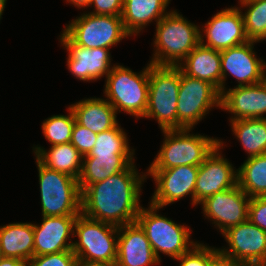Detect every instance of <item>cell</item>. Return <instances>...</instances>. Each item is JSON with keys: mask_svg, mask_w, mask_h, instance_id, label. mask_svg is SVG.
Wrapping results in <instances>:
<instances>
[{"mask_svg": "<svg viewBox=\"0 0 266 266\" xmlns=\"http://www.w3.org/2000/svg\"><path fill=\"white\" fill-rule=\"evenodd\" d=\"M67 2H71V4L81 8L87 6L90 7L91 0H67Z\"/></svg>", "mask_w": 266, "mask_h": 266, "instance_id": "ab89813d", "label": "cell"}, {"mask_svg": "<svg viewBox=\"0 0 266 266\" xmlns=\"http://www.w3.org/2000/svg\"><path fill=\"white\" fill-rule=\"evenodd\" d=\"M170 0H124L121 19L126 32L139 33L152 20L156 24L169 12H165Z\"/></svg>", "mask_w": 266, "mask_h": 266, "instance_id": "603a6c76", "label": "cell"}, {"mask_svg": "<svg viewBox=\"0 0 266 266\" xmlns=\"http://www.w3.org/2000/svg\"><path fill=\"white\" fill-rule=\"evenodd\" d=\"M156 25L152 65L179 66L200 43L199 26L187 21L176 10H171Z\"/></svg>", "mask_w": 266, "mask_h": 266, "instance_id": "7a4b0ae2", "label": "cell"}, {"mask_svg": "<svg viewBox=\"0 0 266 266\" xmlns=\"http://www.w3.org/2000/svg\"><path fill=\"white\" fill-rule=\"evenodd\" d=\"M265 69H266V63L264 62V74H263V81H264V83L266 84V71H265Z\"/></svg>", "mask_w": 266, "mask_h": 266, "instance_id": "b9f144b4", "label": "cell"}, {"mask_svg": "<svg viewBox=\"0 0 266 266\" xmlns=\"http://www.w3.org/2000/svg\"><path fill=\"white\" fill-rule=\"evenodd\" d=\"M96 133L79 125L77 122L74 124L70 143L80 152L84 157L90 153L97 140Z\"/></svg>", "mask_w": 266, "mask_h": 266, "instance_id": "836d02e7", "label": "cell"}, {"mask_svg": "<svg viewBox=\"0 0 266 266\" xmlns=\"http://www.w3.org/2000/svg\"><path fill=\"white\" fill-rule=\"evenodd\" d=\"M237 185L250 198L266 196V154L247 158L237 169Z\"/></svg>", "mask_w": 266, "mask_h": 266, "instance_id": "83f0119b", "label": "cell"}, {"mask_svg": "<svg viewBox=\"0 0 266 266\" xmlns=\"http://www.w3.org/2000/svg\"><path fill=\"white\" fill-rule=\"evenodd\" d=\"M0 248L4 257L28 262L34 257L33 224L20 222L0 226Z\"/></svg>", "mask_w": 266, "mask_h": 266, "instance_id": "d4e9b609", "label": "cell"}, {"mask_svg": "<svg viewBox=\"0 0 266 266\" xmlns=\"http://www.w3.org/2000/svg\"><path fill=\"white\" fill-rule=\"evenodd\" d=\"M191 129L162 130L164 142L148 169H169L175 166H199L219 144V139L194 135Z\"/></svg>", "mask_w": 266, "mask_h": 266, "instance_id": "5b68a950", "label": "cell"}, {"mask_svg": "<svg viewBox=\"0 0 266 266\" xmlns=\"http://www.w3.org/2000/svg\"><path fill=\"white\" fill-rule=\"evenodd\" d=\"M150 63L142 72L135 73L122 65L111 67L106 76L107 101L119 111L142 118L148 106Z\"/></svg>", "mask_w": 266, "mask_h": 266, "instance_id": "3957f363", "label": "cell"}, {"mask_svg": "<svg viewBox=\"0 0 266 266\" xmlns=\"http://www.w3.org/2000/svg\"><path fill=\"white\" fill-rule=\"evenodd\" d=\"M179 87L178 66H157L150 63L148 106L144 118H156L161 130L178 129Z\"/></svg>", "mask_w": 266, "mask_h": 266, "instance_id": "277c9868", "label": "cell"}, {"mask_svg": "<svg viewBox=\"0 0 266 266\" xmlns=\"http://www.w3.org/2000/svg\"><path fill=\"white\" fill-rule=\"evenodd\" d=\"M254 41L220 51L221 56V94L225 92L224 81L227 72L234 76L237 86H246L263 81L264 61L256 58L253 51Z\"/></svg>", "mask_w": 266, "mask_h": 266, "instance_id": "9a60e30c", "label": "cell"}, {"mask_svg": "<svg viewBox=\"0 0 266 266\" xmlns=\"http://www.w3.org/2000/svg\"><path fill=\"white\" fill-rule=\"evenodd\" d=\"M223 142L219 144L199 165L198 175L195 185V205L200 204L207 197L215 193L229 190L237 185V170L230 162L219 153Z\"/></svg>", "mask_w": 266, "mask_h": 266, "instance_id": "5bb4252c", "label": "cell"}, {"mask_svg": "<svg viewBox=\"0 0 266 266\" xmlns=\"http://www.w3.org/2000/svg\"><path fill=\"white\" fill-rule=\"evenodd\" d=\"M228 249H218L235 260L252 266H266V231L249 220L233 226L222 233Z\"/></svg>", "mask_w": 266, "mask_h": 266, "instance_id": "7c38bea8", "label": "cell"}, {"mask_svg": "<svg viewBox=\"0 0 266 266\" xmlns=\"http://www.w3.org/2000/svg\"><path fill=\"white\" fill-rule=\"evenodd\" d=\"M248 197V198H247ZM250 197L238 186L207 197L202 210L221 233L248 220Z\"/></svg>", "mask_w": 266, "mask_h": 266, "instance_id": "4fadbf2b", "label": "cell"}, {"mask_svg": "<svg viewBox=\"0 0 266 266\" xmlns=\"http://www.w3.org/2000/svg\"><path fill=\"white\" fill-rule=\"evenodd\" d=\"M0 266H26V262L17 258L4 257Z\"/></svg>", "mask_w": 266, "mask_h": 266, "instance_id": "74e56055", "label": "cell"}, {"mask_svg": "<svg viewBox=\"0 0 266 266\" xmlns=\"http://www.w3.org/2000/svg\"><path fill=\"white\" fill-rule=\"evenodd\" d=\"M250 1H255V0H240V2H250Z\"/></svg>", "mask_w": 266, "mask_h": 266, "instance_id": "ee69618b", "label": "cell"}, {"mask_svg": "<svg viewBox=\"0 0 266 266\" xmlns=\"http://www.w3.org/2000/svg\"><path fill=\"white\" fill-rule=\"evenodd\" d=\"M77 257L72 251L32 257L26 266H76Z\"/></svg>", "mask_w": 266, "mask_h": 266, "instance_id": "d6a6232c", "label": "cell"}, {"mask_svg": "<svg viewBox=\"0 0 266 266\" xmlns=\"http://www.w3.org/2000/svg\"><path fill=\"white\" fill-rule=\"evenodd\" d=\"M60 42L68 50V69L76 78L90 82L110 73L109 49H89L76 45L64 33L60 36Z\"/></svg>", "mask_w": 266, "mask_h": 266, "instance_id": "e0dca14e", "label": "cell"}, {"mask_svg": "<svg viewBox=\"0 0 266 266\" xmlns=\"http://www.w3.org/2000/svg\"><path fill=\"white\" fill-rule=\"evenodd\" d=\"M240 4L248 8L242 14L248 40L258 42L266 39V0L241 2Z\"/></svg>", "mask_w": 266, "mask_h": 266, "instance_id": "f546056e", "label": "cell"}, {"mask_svg": "<svg viewBox=\"0 0 266 266\" xmlns=\"http://www.w3.org/2000/svg\"><path fill=\"white\" fill-rule=\"evenodd\" d=\"M178 67L185 75L207 81L221 93L220 51L199 43Z\"/></svg>", "mask_w": 266, "mask_h": 266, "instance_id": "44dd1931", "label": "cell"}, {"mask_svg": "<svg viewBox=\"0 0 266 266\" xmlns=\"http://www.w3.org/2000/svg\"><path fill=\"white\" fill-rule=\"evenodd\" d=\"M214 106L221 108L220 91L207 81L185 75L180 69L178 129H192Z\"/></svg>", "mask_w": 266, "mask_h": 266, "instance_id": "30bf717a", "label": "cell"}, {"mask_svg": "<svg viewBox=\"0 0 266 266\" xmlns=\"http://www.w3.org/2000/svg\"><path fill=\"white\" fill-rule=\"evenodd\" d=\"M7 0H0V19L2 17V13L4 11V8H5V3H6Z\"/></svg>", "mask_w": 266, "mask_h": 266, "instance_id": "60d3db41", "label": "cell"}, {"mask_svg": "<svg viewBox=\"0 0 266 266\" xmlns=\"http://www.w3.org/2000/svg\"><path fill=\"white\" fill-rule=\"evenodd\" d=\"M248 220L263 231H266V196L250 199Z\"/></svg>", "mask_w": 266, "mask_h": 266, "instance_id": "e575fe53", "label": "cell"}, {"mask_svg": "<svg viewBox=\"0 0 266 266\" xmlns=\"http://www.w3.org/2000/svg\"><path fill=\"white\" fill-rule=\"evenodd\" d=\"M242 13L238 7H231L215 14L204 26L203 32L207 37V43H204L202 34H200V43L217 51H223L248 42Z\"/></svg>", "mask_w": 266, "mask_h": 266, "instance_id": "2e32d148", "label": "cell"}, {"mask_svg": "<svg viewBox=\"0 0 266 266\" xmlns=\"http://www.w3.org/2000/svg\"><path fill=\"white\" fill-rule=\"evenodd\" d=\"M221 108L234 114L231 121L264 118L266 113V84L236 86L221 94Z\"/></svg>", "mask_w": 266, "mask_h": 266, "instance_id": "ffe728a7", "label": "cell"}, {"mask_svg": "<svg viewBox=\"0 0 266 266\" xmlns=\"http://www.w3.org/2000/svg\"><path fill=\"white\" fill-rule=\"evenodd\" d=\"M127 135L117 124L114 128L97 135L93 149L86 156L98 155H134L128 145Z\"/></svg>", "mask_w": 266, "mask_h": 266, "instance_id": "f1b7e54d", "label": "cell"}, {"mask_svg": "<svg viewBox=\"0 0 266 266\" xmlns=\"http://www.w3.org/2000/svg\"><path fill=\"white\" fill-rule=\"evenodd\" d=\"M230 122L233 134L249 154L247 158L266 154V117Z\"/></svg>", "mask_w": 266, "mask_h": 266, "instance_id": "4316f807", "label": "cell"}, {"mask_svg": "<svg viewBox=\"0 0 266 266\" xmlns=\"http://www.w3.org/2000/svg\"><path fill=\"white\" fill-rule=\"evenodd\" d=\"M3 258H4V256H3L1 248H0V262L2 261Z\"/></svg>", "mask_w": 266, "mask_h": 266, "instance_id": "7bdbcfd3", "label": "cell"}, {"mask_svg": "<svg viewBox=\"0 0 266 266\" xmlns=\"http://www.w3.org/2000/svg\"><path fill=\"white\" fill-rule=\"evenodd\" d=\"M124 0H91L90 5L95 8L92 14L120 16L123 11Z\"/></svg>", "mask_w": 266, "mask_h": 266, "instance_id": "d590c367", "label": "cell"}, {"mask_svg": "<svg viewBox=\"0 0 266 266\" xmlns=\"http://www.w3.org/2000/svg\"><path fill=\"white\" fill-rule=\"evenodd\" d=\"M63 33L76 45L107 48L130 36L120 16L84 13L65 27Z\"/></svg>", "mask_w": 266, "mask_h": 266, "instance_id": "9c48e42d", "label": "cell"}, {"mask_svg": "<svg viewBox=\"0 0 266 266\" xmlns=\"http://www.w3.org/2000/svg\"><path fill=\"white\" fill-rule=\"evenodd\" d=\"M217 251L218 249L196 242L188 252L182 254L176 260L180 261V266H209L211 257Z\"/></svg>", "mask_w": 266, "mask_h": 266, "instance_id": "1f68e13d", "label": "cell"}, {"mask_svg": "<svg viewBox=\"0 0 266 266\" xmlns=\"http://www.w3.org/2000/svg\"><path fill=\"white\" fill-rule=\"evenodd\" d=\"M134 161L133 155L84 156L78 179L81 192L88 185L103 181L111 175L124 171Z\"/></svg>", "mask_w": 266, "mask_h": 266, "instance_id": "cb8c5ba5", "label": "cell"}, {"mask_svg": "<svg viewBox=\"0 0 266 266\" xmlns=\"http://www.w3.org/2000/svg\"><path fill=\"white\" fill-rule=\"evenodd\" d=\"M199 166H175L169 169H148L157 188L151 199V204L160 208L167 206L189 194L192 205H195V185Z\"/></svg>", "mask_w": 266, "mask_h": 266, "instance_id": "8fae6325", "label": "cell"}, {"mask_svg": "<svg viewBox=\"0 0 266 266\" xmlns=\"http://www.w3.org/2000/svg\"><path fill=\"white\" fill-rule=\"evenodd\" d=\"M76 217L43 216L42 224H33L34 256L72 251L73 242L67 240L73 236Z\"/></svg>", "mask_w": 266, "mask_h": 266, "instance_id": "ac0fdd59", "label": "cell"}, {"mask_svg": "<svg viewBox=\"0 0 266 266\" xmlns=\"http://www.w3.org/2000/svg\"><path fill=\"white\" fill-rule=\"evenodd\" d=\"M209 266H252L246 262L226 256L219 250L211 257Z\"/></svg>", "mask_w": 266, "mask_h": 266, "instance_id": "8d00e7d4", "label": "cell"}, {"mask_svg": "<svg viewBox=\"0 0 266 266\" xmlns=\"http://www.w3.org/2000/svg\"><path fill=\"white\" fill-rule=\"evenodd\" d=\"M42 216H77L81 214L82 194L78 179L48 169L37 159Z\"/></svg>", "mask_w": 266, "mask_h": 266, "instance_id": "52a82bcc", "label": "cell"}, {"mask_svg": "<svg viewBox=\"0 0 266 266\" xmlns=\"http://www.w3.org/2000/svg\"><path fill=\"white\" fill-rule=\"evenodd\" d=\"M158 209L161 208L151 203L148 209L141 207L136 222L144 230L159 261L161 260L159 251L176 259L188 252L196 243L189 242L191 234L189 228L157 214Z\"/></svg>", "mask_w": 266, "mask_h": 266, "instance_id": "ba28073f", "label": "cell"}, {"mask_svg": "<svg viewBox=\"0 0 266 266\" xmlns=\"http://www.w3.org/2000/svg\"><path fill=\"white\" fill-rule=\"evenodd\" d=\"M117 239L115 266H149L160 263L137 222L119 226Z\"/></svg>", "mask_w": 266, "mask_h": 266, "instance_id": "d6986e66", "label": "cell"}, {"mask_svg": "<svg viewBox=\"0 0 266 266\" xmlns=\"http://www.w3.org/2000/svg\"><path fill=\"white\" fill-rule=\"evenodd\" d=\"M76 266H115V264L77 260Z\"/></svg>", "mask_w": 266, "mask_h": 266, "instance_id": "f35d334b", "label": "cell"}, {"mask_svg": "<svg viewBox=\"0 0 266 266\" xmlns=\"http://www.w3.org/2000/svg\"><path fill=\"white\" fill-rule=\"evenodd\" d=\"M72 252L77 260L115 264L117 260V240L119 227L77 215L74 222ZM115 235V236H114Z\"/></svg>", "mask_w": 266, "mask_h": 266, "instance_id": "8992f818", "label": "cell"}, {"mask_svg": "<svg viewBox=\"0 0 266 266\" xmlns=\"http://www.w3.org/2000/svg\"><path fill=\"white\" fill-rule=\"evenodd\" d=\"M70 108L73 110L76 122L96 134L114 128L118 124L116 110L105 99L88 98L71 104Z\"/></svg>", "mask_w": 266, "mask_h": 266, "instance_id": "7402d4cb", "label": "cell"}, {"mask_svg": "<svg viewBox=\"0 0 266 266\" xmlns=\"http://www.w3.org/2000/svg\"><path fill=\"white\" fill-rule=\"evenodd\" d=\"M69 115H54L45 119L42 123V130L45 138L54 145L69 143L72 131L76 122L73 110L68 108Z\"/></svg>", "mask_w": 266, "mask_h": 266, "instance_id": "4dcf8cb0", "label": "cell"}, {"mask_svg": "<svg viewBox=\"0 0 266 266\" xmlns=\"http://www.w3.org/2000/svg\"><path fill=\"white\" fill-rule=\"evenodd\" d=\"M34 152L36 159L48 169L79 179L83 156L70 142L51 146L48 152L36 146Z\"/></svg>", "mask_w": 266, "mask_h": 266, "instance_id": "484cf974", "label": "cell"}, {"mask_svg": "<svg viewBox=\"0 0 266 266\" xmlns=\"http://www.w3.org/2000/svg\"><path fill=\"white\" fill-rule=\"evenodd\" d=\"M134 163L124 171L88 185L82 192L81 213L91 219L115 226L136 222L142 181Z\"/></svg>", "mask_w": 266, "mask_h": 266, "instance_id": "6da1fadb", "label": "cell"}]
</instances>
